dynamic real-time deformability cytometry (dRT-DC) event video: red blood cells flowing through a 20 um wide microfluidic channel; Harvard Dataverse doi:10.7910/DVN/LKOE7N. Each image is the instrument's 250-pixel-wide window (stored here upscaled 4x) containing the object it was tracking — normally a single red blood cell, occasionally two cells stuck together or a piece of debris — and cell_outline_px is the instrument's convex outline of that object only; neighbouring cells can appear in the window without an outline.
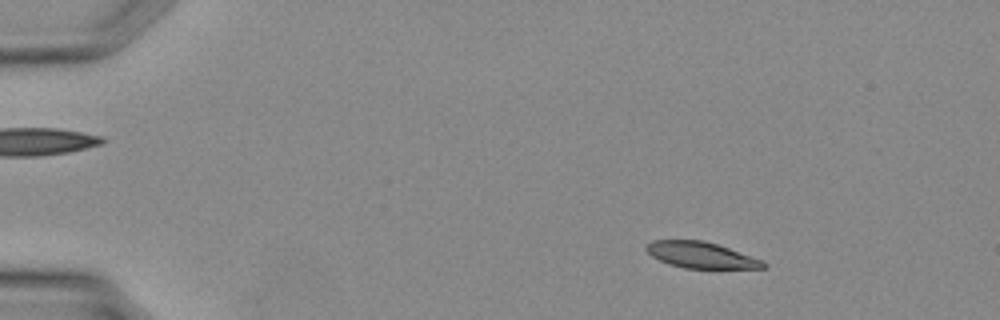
{"species": "Egyptian fruit bat (a non-hibernating species)", "species_latin": "Rousettus aegyptiacus", "temperature_condition": "warm", "stored_images_in_passage": 38, "camera_frame_rate_fps": 3000, "um_per_image_px": 0.085, "animal": {"sex": "female"}, "frame": {"image": 1, "passage_image": 7, "time_ms": 2.0, "image_size_px": [1000, 320], "cell_outline_px": [[768, 264], [764, 268], [684, 268], [668, 264], [652, 256], [644, 248], [652, 240], [704, 240], [764, 260]], "centroid_in_image_um": [59.59, 21.68], "position_along_channel_um": 25.4, "area_um2": 17.74}}
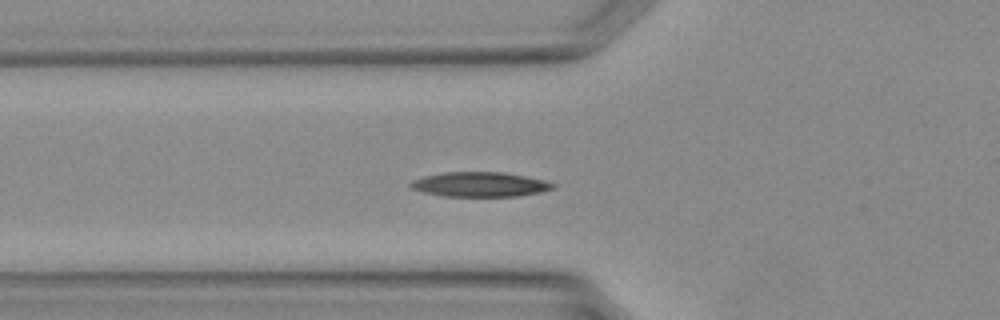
{"frame": {"image": 2, "passage_image": 15, "time_ms": 4.667, "image_size_px": [1000, 320], "cell_outline_px": [[556, 188], [540, 192], [516, 196], [444, 196], [424, 192], [412, 188], [408, 184], [412, 180], [424, 176], [444, 172], [500, 172], [524, 176], [544, 180], [556, 184]], "centroid_in_image_um": [40.79, 15.67], "position_along_channel_um": 85.0, "area_um2": 20.35}}
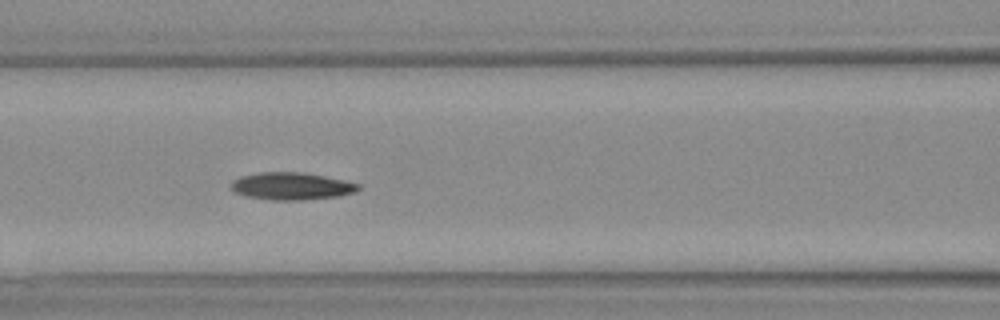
{"frame": {"image": 3, "passage_image": 18, "time_ms": 5.667, "image_size_px": [1000, 320], "cell_outline_px": [[360, 188], [352, 192], [336, 196], [300, 200], [268, 200], [248, 196], [236, 192], [232, 188], [232, 180], [240, 176], [260, 172], [300, 172], [324, 176], [344, 180], [360, 184]], "centroid_in_image_um": [24.75, 15.81], "position_along_channel_um": 141.8, "area_um2": 20.0}}